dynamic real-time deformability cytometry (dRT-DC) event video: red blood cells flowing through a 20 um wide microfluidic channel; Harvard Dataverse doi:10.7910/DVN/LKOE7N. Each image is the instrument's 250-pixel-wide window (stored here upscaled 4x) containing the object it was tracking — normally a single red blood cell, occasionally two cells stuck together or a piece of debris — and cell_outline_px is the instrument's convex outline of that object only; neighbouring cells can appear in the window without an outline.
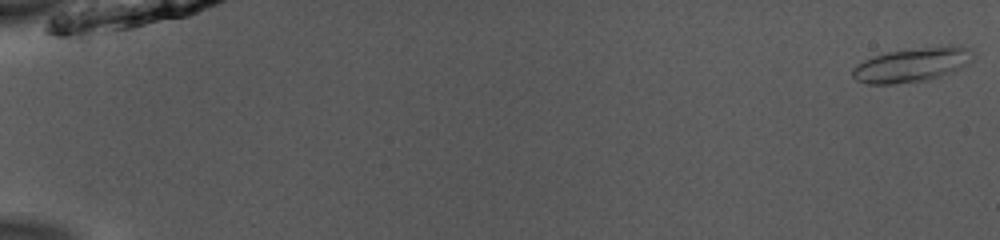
{"species": "common noctule bat (a hibernating species)", "species_latin": "Nyctalus noctula", "temperature_condition": "room temperature", "stored_images_in_passage": 52, "camera_frame_rate_fps": 3000, "um_per_image_px": 0.085, "animal": {"sex": "male", "body_mass_g": 13.0, "forearm_length_mm": 53.1}, "frame": {"image": 1, "passage_image": 1, "time_ms": 0.0, "image_size_px": [1000, 240], "cell_outline_px": [[972, 60], [968, 64], [952, 72], [928, 80], [896, 84], [868, 84], [856, 80], [852, 76], [852, 68], [864, 60], [888, 52], [948, 44], [968, 48]], "centroid_in_image_um": [77.51, 5.52], "position_along_channel_um": 7.5, "area_um2": 23.87}}
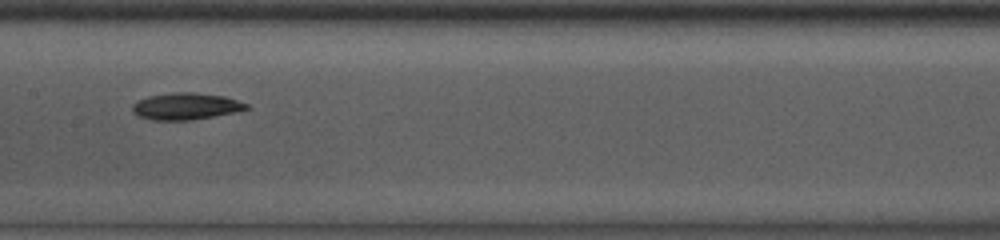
{"frame": {"image": 2, "passage_image": 28, "time_ms": 9.0, "image_size_px": [1000, 240], "cell_outline_px": [[252, 108], [192, 120], [152, 120], [140, 116], [132, 112], [132, 104], [148, 96], [172, 92], [192, 92], [224, 96], [248, 104]], "centroid_in_image_um": [15.78, 9.03], "position_along_channel_um": 191.6, "area_um2": 17.63}}
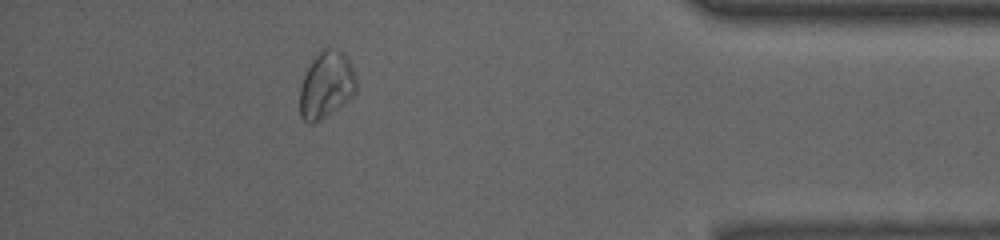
{"frame": {"image": 3, "passage_image": 47, "time_ms": 15.333, "image_size_px": [1000, 240], "cell_outline_px": [[356, 92], [348, 100], [312, 124], [304, 120], [300, 116], [300, 88], [304, 76], [312, 60], [324, 48], [328, 48], [344, 52], [348, 56], [352, 64], [356, 76]], "centroid_in_image_um": [27.76, 7.19], "position_along_channel_um": 407.4, "area_um2": 21.68}, "authors_computed_cell_mechanics": {"area_um2": 18.1492, "velocity_mm_per_s": 3.9406, "shape_relaxation_time_tau1_ms": 4.2519, "shape_relaxation_time_tau2_ms": null, "deformation_change_tau1": 0.1224, "deformation_change_tau2": null}}